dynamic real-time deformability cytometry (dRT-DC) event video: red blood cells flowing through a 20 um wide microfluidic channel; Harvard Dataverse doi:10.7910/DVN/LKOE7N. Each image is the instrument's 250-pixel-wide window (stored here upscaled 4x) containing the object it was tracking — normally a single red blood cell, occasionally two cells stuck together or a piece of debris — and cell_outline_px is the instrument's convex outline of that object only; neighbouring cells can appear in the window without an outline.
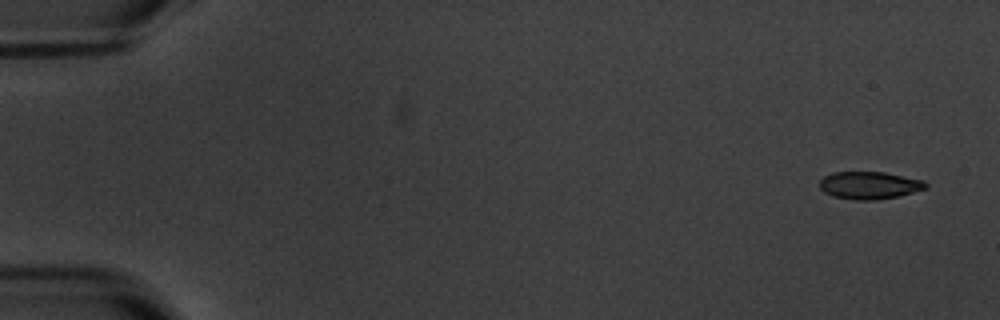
{"species": "common noctule bat (a hibernating species)", "species_latin": "Nyctalus noctula", "temperature_condition": "warm", "stored_images_in_passage": 4, "camera_frame_rate_fps": 3000, "um_per_image_px": 0.085, "animal": {"sex": "male", "body_mass_g": 20.1, "forearm_length_mm": 53.5}, "frame": {"image": 1, "passage_image": 1, "time_ms": 0.0, "image_size_px": [1000, 320], "cell_outline_px": [[928, 188], [896, 196], [876, 200], [856, 200], [832, 196], [824, 192], [820, 188], [820, 180], [824, 176], [832, 172], [884, 172], [924, 180], [928, 184]], "centroid_in_image_um": [73.89, 15.74], "position_along_channel_um": 11.1, "area_um2": 16.99}}
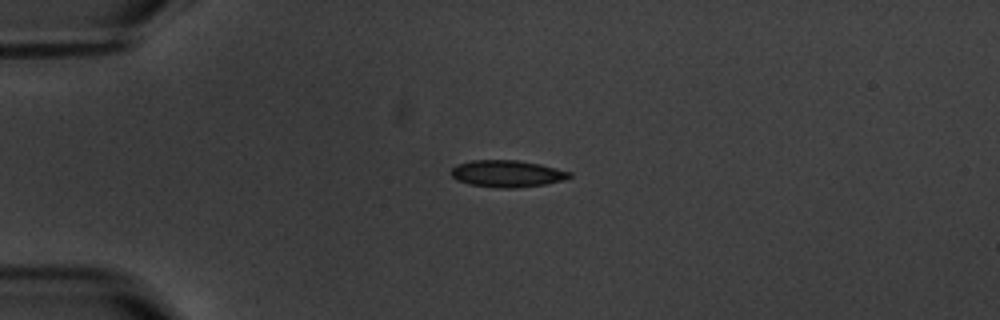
{"frame": {"image": 2, "passage_image": 4, "time_ms": 4.0, "image_size_px": [1000, 320], "cell_outline_px": [[572, 176], [564, 180], [544, 184], [516, 188], [500, 188], [468, 184], [456, 180], [448, 172], [456, 164], [472, 160], [516, 160], [540, 164], [572, 172]], "centroid_in_image_um": [43.07, 14.76], "position_along_channel_um": 41.9, "area_um2": 18.67}}